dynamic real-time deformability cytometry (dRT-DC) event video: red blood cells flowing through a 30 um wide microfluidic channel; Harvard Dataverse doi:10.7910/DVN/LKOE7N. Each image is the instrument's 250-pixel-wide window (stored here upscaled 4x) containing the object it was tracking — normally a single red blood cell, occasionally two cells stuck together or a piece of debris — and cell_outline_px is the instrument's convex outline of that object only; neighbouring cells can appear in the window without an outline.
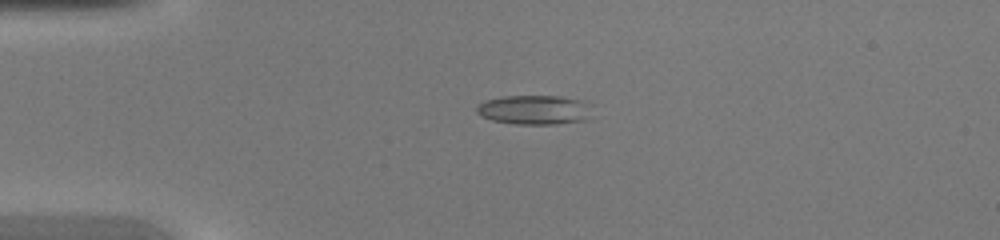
{"species": "common noctule bat (a hibernating species)", "species_latin": "Nyctalus noctula", "temperature_condition": "warm", "stored_images_in_passage": 36, "camera_frame_rate_fps": 3000, "um_per_image_px": 0.085, "animal": {"sex": "female", "body_mass_g": 20.0, "forearm_length_mm": 54.0}, "frame": {"image": 1, "passage_image": 1, "time_ms": 0.0, "image_size_px": [1000, 240], "cell_outline_px": [[592, 104], [588, 120], [556, 124], [516, 124], [492, 120], [480, 116], [476, 112], [476, 104], [484, 100], [500, 96], [560, 96], [584, 100]], "centroid_in_image_um": [45.43, 9.32], "position_along_channel_um": 39.6, "area_um2": 20.23}}
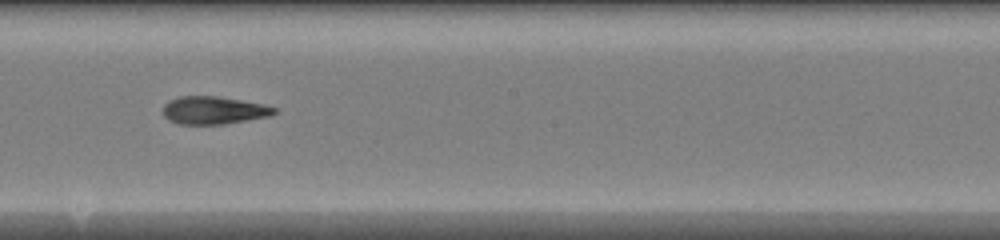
{"frame": {"image": 2, "passage_image": 16, "time_ms": 5.0, "image_size_px": [1000, 240], "cell_outline_px": [[276, 112], [272, 116], [224, 124], [180, 124], [168, 120], [164, 116], [164, 104], [168, 100], [180, 96], [216, 96], [264, 104], [276, 108]], "centroid_in_image_um": [18.17, 9.37], "position_along_channel_um": 230.0, "area_um2": 18.03}}
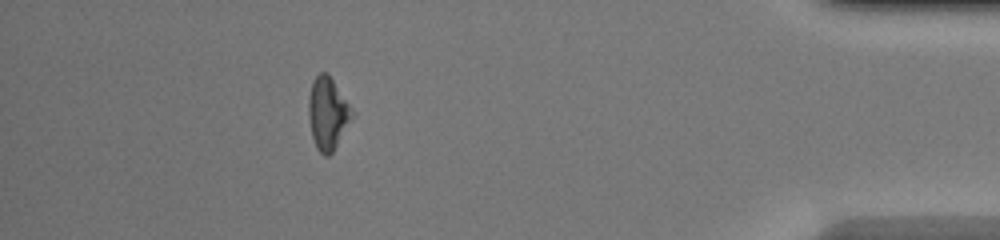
{"frame": {"image": 3, "passage_image": 31, "time_ms": 10.0, "image_size_px": [1000, 240], "cell_outline_px": [[352, 116], [332, 152], [328, 156], [324, 156], [316, 148], [312, 136], [308, 116], [308, 100], [312, 84], [316, 76], [320, 72], [328, 72], [352, 108]], "centroid_in_image_um": [27.82, 9.61], "position_along_channel_um": 407.4, "area_um2": 17.98}}